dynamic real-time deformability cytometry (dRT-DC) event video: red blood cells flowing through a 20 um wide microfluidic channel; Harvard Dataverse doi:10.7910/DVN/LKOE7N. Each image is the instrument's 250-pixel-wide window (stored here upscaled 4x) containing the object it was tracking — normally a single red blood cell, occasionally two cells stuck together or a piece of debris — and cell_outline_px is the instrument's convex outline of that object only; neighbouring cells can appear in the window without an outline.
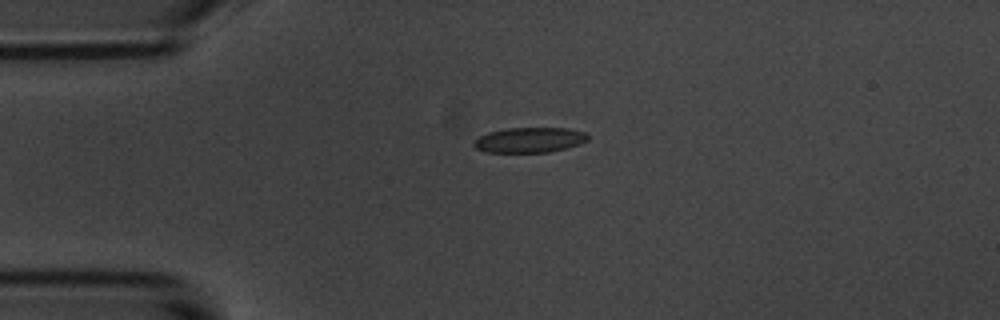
{"species": "common noctule bat (a hibernating species)", "species_latin": "Nyctalus noctula", "temperature_condition": "room temperature", "stored_images_in_passage": 44, "camera_frame_rate_fps": 3000, "um_per_image_px": 0.085, "animal": {"sex": "male", "body_mass_g": 20.1, "forearm_length_mm": 53.5}, "frame": {"image": 1, "passage_image": 1, "time_ms": 0.0, "image_size_px": [1000, 320], "cell_outline_px": [[588, 140], [580, 144], [568, 148], [548, 152], [484, 152], [476, 148], [472, 144], [472, 140], [488, 132], [508, 128], [568, 128], [584, 132], [588, 136]], "centroid_in_image_um": [44.99, 11.9], "position_along_channel_um": 40.0, "area_um2": 16.82}}
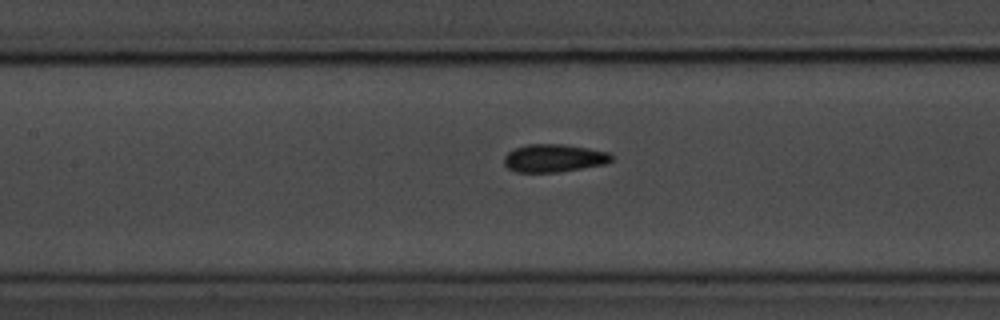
{"frame": {"image": 2, "passage_image": 13, "time_ms": 4.0, "image_size_px": [1000, 320], "cell_outline_px": [[612, 160], [608, 164], [560, 172], [516, 172], [508, 168], [504, 164], [504, 156], [508, 152], [516, 148], [528, 144], [564, 144], [588, 148], [608, 152], [612, 156]], "centroid_in_image_um": [47.1, 13.45], "position_along_channel_um": 160.3, "area_um2": 17.57}}
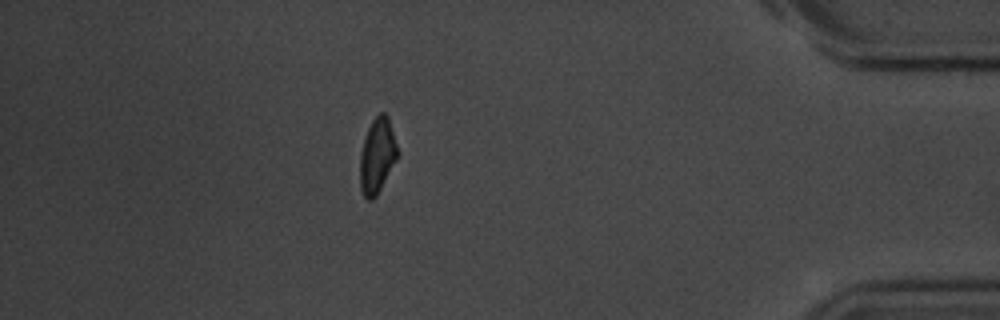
{"frame": {"image": 3, "passage_image": 37, "time_ms": 12.0, "image_size_px": [1000, 320], "cell_outline_px": [[400, 152], [396, 160], [376, 196], [372, 200], [368, 200], [364, 196], [360, 188], [360, 152], [368, 128], [372, 120], [380, 112], [384, 112], [388, 116]], "centroid_in_image_um": [32.07, 13.22], "position_along_channel_um": 403.1, "area_um2": 16.47}, "authors_computed_cell_mechanics": {"area_um2": 16.9643, "velocity_mm_per_s": 3.5977, "shape_relaxation_time_tau1_ms": 3.0209, "shape_relaxation_time_tau2_ms": 1.8159, "deformation_change_tau1": 0.1008, "deformation_change_tau2": 0.0746}}